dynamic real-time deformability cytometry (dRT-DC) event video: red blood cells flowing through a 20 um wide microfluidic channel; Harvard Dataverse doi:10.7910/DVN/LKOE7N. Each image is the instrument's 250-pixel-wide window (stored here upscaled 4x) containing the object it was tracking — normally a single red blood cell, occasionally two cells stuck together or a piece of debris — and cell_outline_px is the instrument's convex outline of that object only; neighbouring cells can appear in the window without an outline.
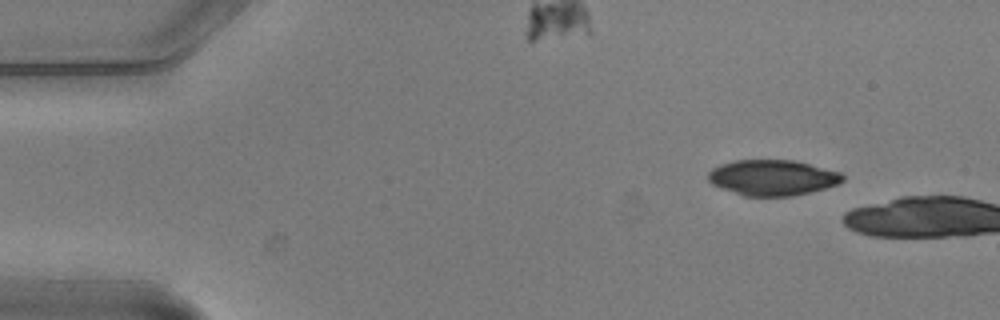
{"species": "common noctule bat (a hibernating species)", "species_latin": "Nyctalus noctula", "temperature_condition": "warm", "stored_images_in_passage": 4, "segment_of_instrument_passage": [2, 2], "camera_frame_rate_fps": 3000, "um_per_image_px": 0.085, "animal": {"sex": "male", "body_mass_g": 20.5, "forearm_length_mm": 52.5}, "frame": {"image": 1, "passage_image": 4, "time_ms": 1.0, "image_size_px": [1000, 320], "cell_outline_px": [[844, 180], [836, 184], [824, 188], [792, 196], [744, 196], [720, 188], [712, 184], [708, 180], [708, 172], [712, 168], [720, 164], [736, 160], [796, 160], [840, 172], [844, 176]], "centroid_in_image_um": [65.63, 15.09], "position_along_channel_um": 19.4, "area_um2": 27.92}}